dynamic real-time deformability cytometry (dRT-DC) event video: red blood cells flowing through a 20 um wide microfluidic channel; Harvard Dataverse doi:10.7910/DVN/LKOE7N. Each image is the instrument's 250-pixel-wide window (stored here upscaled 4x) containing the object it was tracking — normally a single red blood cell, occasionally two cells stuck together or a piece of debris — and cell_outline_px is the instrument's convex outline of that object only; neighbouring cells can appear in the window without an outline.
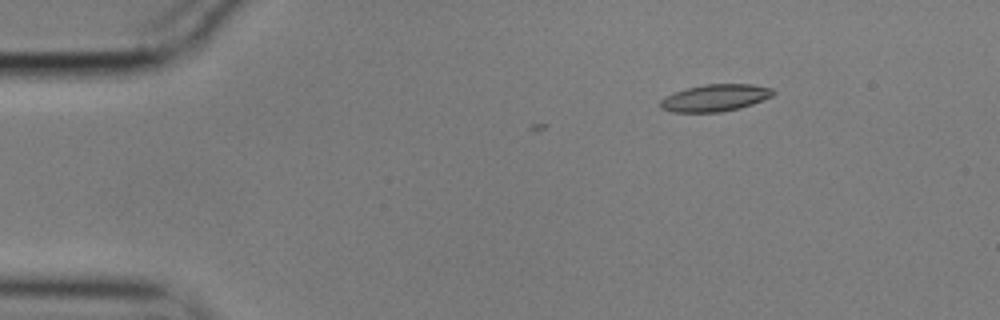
{"species": "common noctule bat (a hibernating species)", "species_latin": "Nyctalus noctula", "temperature_condition": "cold", "stored_images_in_passage": 4, "camera_frame_rate_fps": 3000, "um_per_image_px": 0.085, "animal": {"sex": "male", "body_mass_g": 17.9}, "frame": {"image": 1, "passage_image": 1, "time_ms": 0.0, "image_size_px": [1000, 320], "cell_outline_px": [[776, 92], [772, 96], [752, 104], [740, 108], [720, 112], [672, 112], [660, 108], [660, 100], [664, 96], [688, 88], [704, 84], [752, 84], [772, 88]], "centroid_in_image_um": [60.78, 8.32], "position_along_channel_um": 24.2, "area_um2": 17.74}}